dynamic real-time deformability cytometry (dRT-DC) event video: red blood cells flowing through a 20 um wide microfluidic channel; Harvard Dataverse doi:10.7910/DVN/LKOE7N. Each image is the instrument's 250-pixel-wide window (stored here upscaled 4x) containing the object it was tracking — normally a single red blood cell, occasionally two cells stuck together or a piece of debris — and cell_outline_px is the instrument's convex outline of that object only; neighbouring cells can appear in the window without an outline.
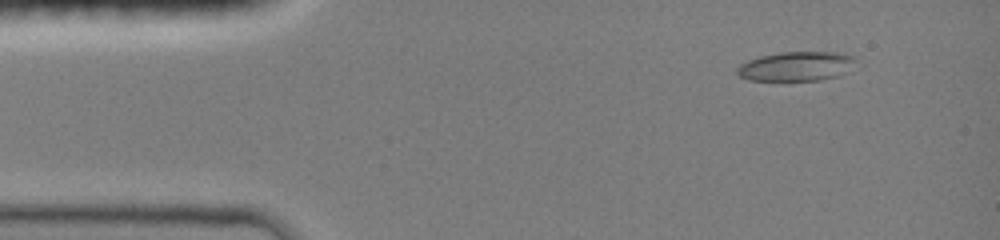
{"species": "common noctule bat (a hibernating species)", "species_latin": "Nyctalus noctula", "temperature_condition": "room temperature", "stored_images_in_passage": 48, "camera_frame_rate_fps": 3000, "um_per_image_px": 0.085, "animal": {"sex": "female", "body_mass_g": 19.0, "forearm_length_mm": 51.5}, "frame": {"image": 1, "passage_image": 5, "time_ms": 1.333, "image_size_px": [1000, 240], "cell_outline_px": [[856, 60], [848, 72], [836, 76], [820, 80], [748, 80], [740, 76], [736, 72], [736, 68], [740, 64], [748, 60], [760, 56], [780, 52], [836, 52], [856, 56]], "centroid_in_image_um": [67.69, 5.63], "position_along_channel_um": 17.3, "area_um2": 20.35}}
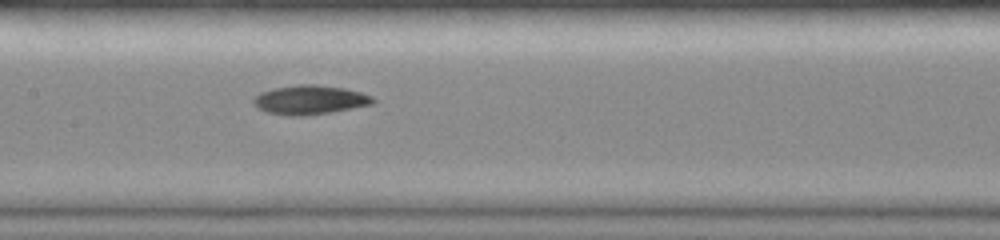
{"frame": {"image": 2, "passage_image": 23, "time_ms": 7.333, "image_size_px": [1000, 240], "cell_outline_px": [[376, 100], [372, 104], [352, 108], [304, 116], [288, 116], [268, 112], [252, 104], [252, 100], [260, 92], [272, 88], [296, 84], [316, 84], [344, 88], [360, 92], [372, 96]], "centroid_in_image_um": [26.31, 8.47], "position_along_channel_um": 181.1, "area_um2": 20.29}}
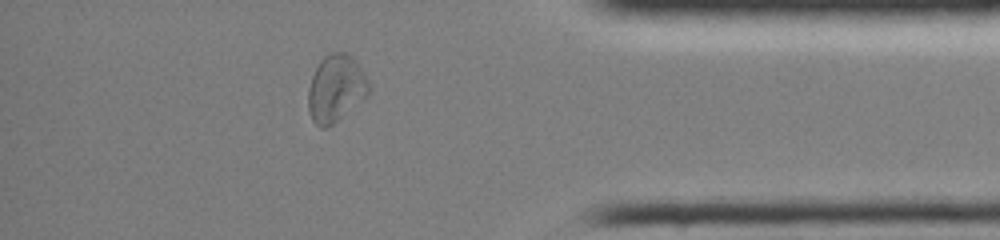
{"frame": {"image": 3, "passage_image": 41, "time_ms": 13.333, "image_size_px": [1000, 240], "cell_outline_px": [[372, 88], [364, 96], [332, 124], [324, 128], [320, 128], [312, 120], [308, 112], [308, 88], [312, 76], [320, 60], [324, 56], [332, 52], [344, 52], [352, 56], [356, 60], [364, 72]], "centroid_in_image_um": [28.52, 7.48], "position_along_channel_um": 406.7, "area_um2": 23.41}, "authors_computed_cell_mechanics": {"area_um2": 20.23, "velocity_mm_per_s": 4.0234, "shape_relaxation_time_tau1_ms": 6.781, "shape_relaxation_time_tau2_ms": 7.6144, "deformation_change_tau1": 0.18, "deformation_change_tau2": 0.1355}}